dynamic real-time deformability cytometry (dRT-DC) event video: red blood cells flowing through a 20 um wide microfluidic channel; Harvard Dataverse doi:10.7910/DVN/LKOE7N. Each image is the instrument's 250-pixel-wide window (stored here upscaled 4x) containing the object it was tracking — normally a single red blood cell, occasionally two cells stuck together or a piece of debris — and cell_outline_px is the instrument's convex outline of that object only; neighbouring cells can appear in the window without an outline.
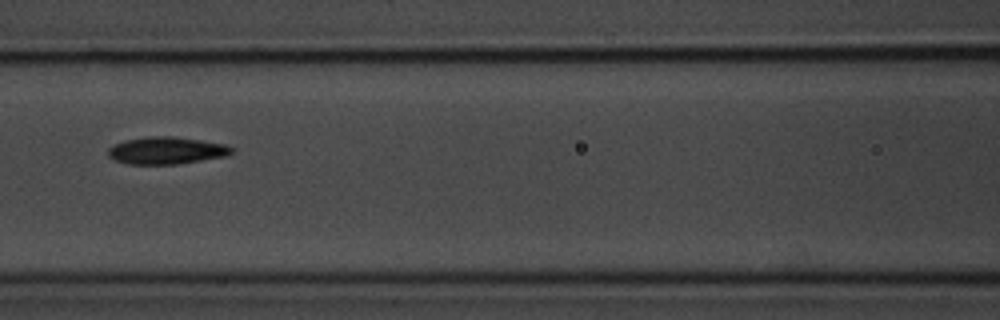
{"species": "common noctule bat (a hibernating species)", "species_latin": "Nyctalus noctula", "temperature_condition": "room temperature", "stored_images_in_passage": 6, "camera_frame_rate_fps": 3000, "um_per_image_px": 0.085, "animal": {"sex": "male", "body_mass_g": 20.1, "forearm_length_mm": 53.5}, "frame": {"image": 1, "passage_image": 3, "time_ms": 2.333, "image_size_px": [1000, 320], "cell_outline_px": [[236, 148], [228, 156], [176, 164], [128, 164], [112, 160], [108, 156], [108, 148], [124, 140], [148, 136], [172, 136], [200, 140], [224, 144]], "centroid_in_image_um": [14.14, 12.79], "position_along_channel_um": 152.5, "area_um2": 19.71}}
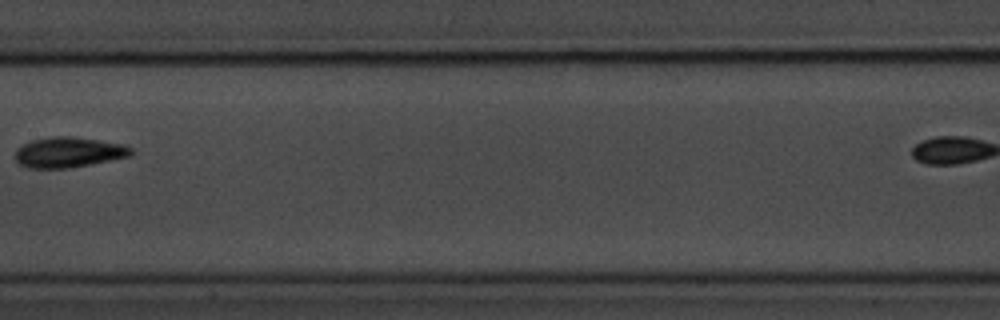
{"frame": {"image": 2, "passage_image": 4, "time_ms": 3.667, "image_size_px": [1000, 320], "cell_outline_px": [[132, 156], [68, 168], [28, 168], [20, 164], [12, 156], [16, 148], [32, 140], [52, 136], [72, 136], [124, 144], [132, 148]], "centroid_in_image_um": [5.8, 12.94], "position_along_channel_um": 201.6, "area_um2": 20.63}}